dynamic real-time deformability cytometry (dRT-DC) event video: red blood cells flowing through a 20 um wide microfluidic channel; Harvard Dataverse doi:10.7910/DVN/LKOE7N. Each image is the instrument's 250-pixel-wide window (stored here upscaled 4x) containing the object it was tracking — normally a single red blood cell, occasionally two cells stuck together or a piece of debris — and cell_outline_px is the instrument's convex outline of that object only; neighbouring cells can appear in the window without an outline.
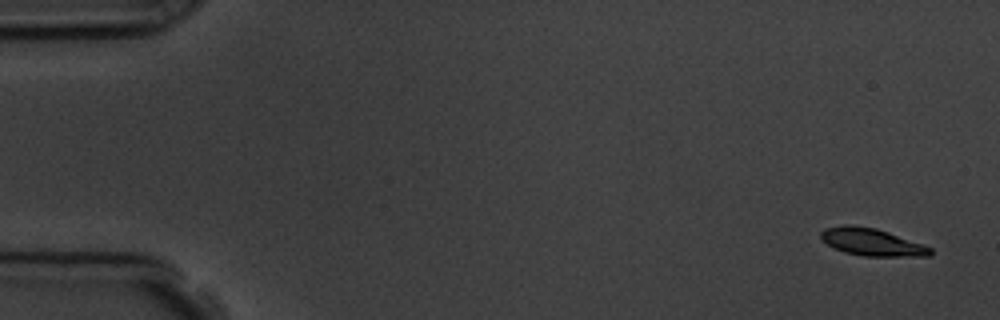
{"species": "common noctule bat (a hibernating species)", "species_latin": "Nyctalus noctula", "temperature_condition": "room temperature", "stored_images_in_passage": 6, "camera_frame_rate_fps": 3000, "um_per_image_px": 0.085, "animal": {"sex": "male", "body_mass_g": 19.5, "forearm_length_mm": 54.6}, "frame": {"image": 1, "passage_image": 6, "time_ms": 6.667, "image_size_px": [1000, 320], "cell_outline_px": [[932, 256], [864, 256], [844, 252], [828, 244], [820, 236], [820, 232], [824, 228], [844, 224], [852, 224], [876, 228], [888, 232], [932, 248]], "centroid_in_image_um": [74.09, 20.56], "position_along_channel_um": 10.9, "area_um2": 17.34}}